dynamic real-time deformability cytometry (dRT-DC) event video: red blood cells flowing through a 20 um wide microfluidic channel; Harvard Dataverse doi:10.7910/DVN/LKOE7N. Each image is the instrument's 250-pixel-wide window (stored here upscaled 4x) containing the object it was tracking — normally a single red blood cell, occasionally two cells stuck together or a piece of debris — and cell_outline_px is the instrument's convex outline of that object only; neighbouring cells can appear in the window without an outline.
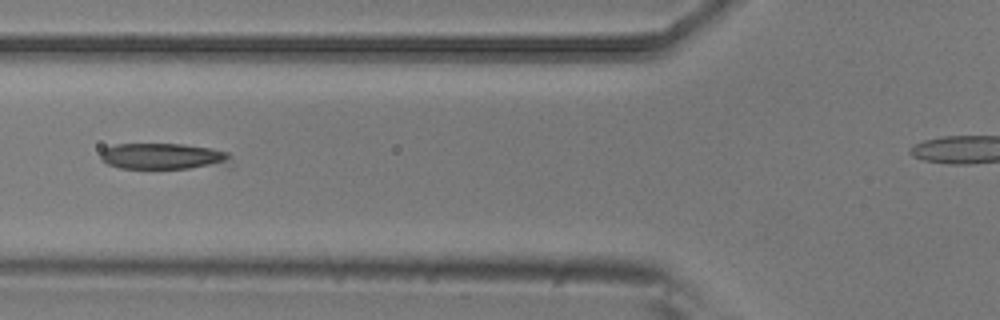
{"species": "common noctule bat (a hibernating species)", "species_latin": "Nyctalus noctula", "temperature_condition": "room temperature", "stored_images_in_passage": 17, "camera_frame_rate_fps": 3000, "um_per_image_px": 0.085, "animal": {"sex": "male", "body_mass_g": 20.5, "forearm_length_mm": 52.5}, "frame": {"image": 1, "passage_image": 6, "time_ms": 1.667, "image_size_px": [1000, 320], "cell_outline_px": [[232, 156], [228, 160], [188, 168], [120, 168], [108, 164], [100, 160], [100, 152], [104, 148], [116, 144], [180, 144], [212, 148], [228, 152]], "centroid_in_image_um": [13.69, 13.25], "position_along_channel_um": 112.1, "area_um2": 19.13}}
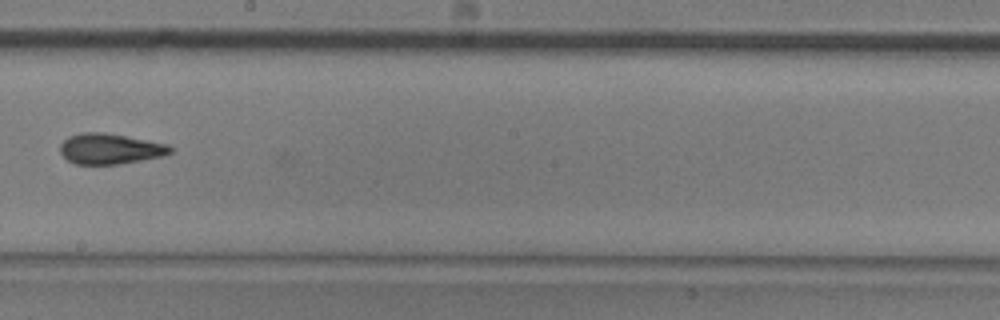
{"frame": {"image": 2, "passage_image": 9, "time_ms": 2.667, "image_size_px": [1000, 320], "cell_outline_px": [[172, 152], [164, 156], [120, 164], [72, 164], [60, 152], [60, 144], [68, 136], [84, 132], [104, 132], [168, 144], [172, 148]], "centroid_in_image_um": [9.35, 12.65], "position_along_channel_um": 238.9, "area_um2": 19.65}}
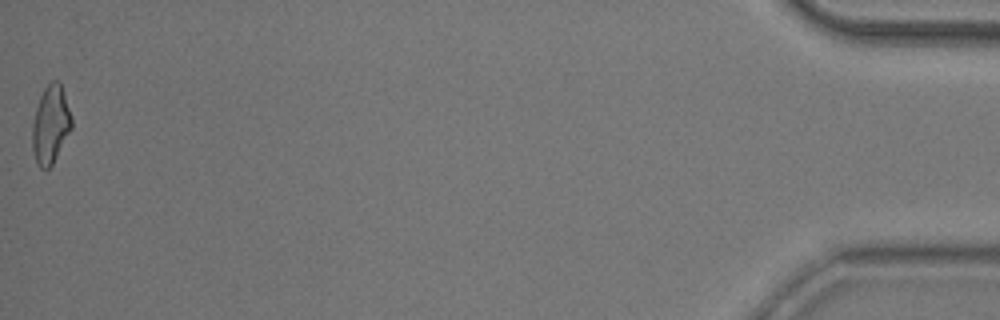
{"frame": {"image": 3, "passage_image": 17, "time_ms": 5.333, "image_size_px": [1000, 320], "cell_outline_px": [[72, 128], [52, 164], [48, 168], [40, 168], [36, 164], [32, 148], [32, 124], [36, 108], [40, 96], [44, 88], [52, 80], [60, 80], [72, 116]], "centroid_in_image_um": [4.3, 10.56], "position_along_channel_um": 430.9, "area_um2": 17.98}}